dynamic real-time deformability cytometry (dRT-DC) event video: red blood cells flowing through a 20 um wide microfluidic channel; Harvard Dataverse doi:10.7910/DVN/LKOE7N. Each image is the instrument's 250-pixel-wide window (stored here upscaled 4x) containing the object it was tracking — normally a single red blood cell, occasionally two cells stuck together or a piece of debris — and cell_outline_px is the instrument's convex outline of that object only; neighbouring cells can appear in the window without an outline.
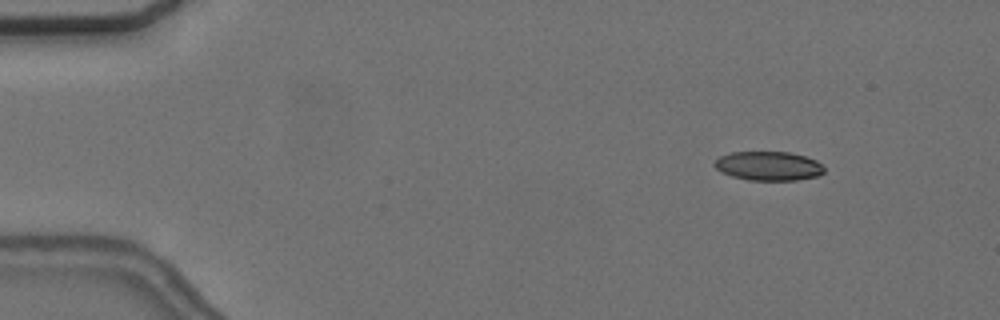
{"species": "common noctule bat (a hibernating species)", "species_latin": "Nyctalus noctula", "temperature_condition": "cold", "stored_images_in_passage": 56, "camera_frame_rate_fps": 3000, "um_per_image_px": 0.085, "animal": {"sex": "female", "body_mass_g": 24.6, "forearm_length_mm": 56.2}, "frame": {"image": 1, "passage_image": 7, "time_ms": 2.0, "image_size_px": [1000, 320], "cell_outline_px": [[824, 172], [820, 176], [796, 180], [748, 180], [732, 176], [720, 172], [712, 164], [720, 156], [732, 152], [788, 152], [804, 156], [816, 160], [824, 168]], "centroid_in_image_um": [65.31, 14.11], "position_along_channel_um": 19.7, "area_um2": 18.61}}
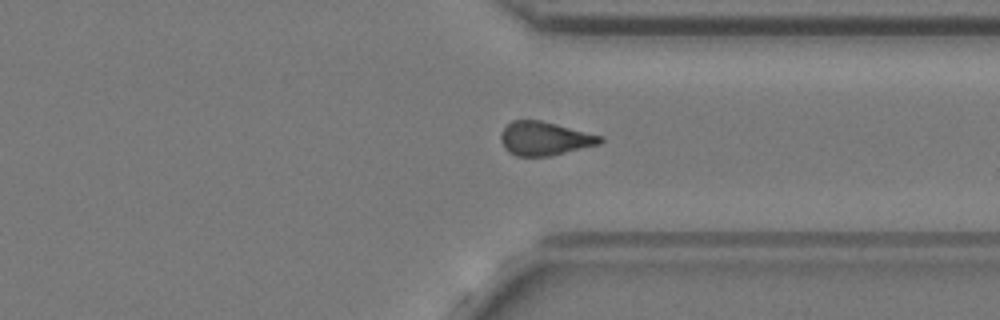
{"frame": {"image": 2, "passage_image": 43, "time_ms": 14.0, "image_size_px": [1000, 320], "cell_outline_px": [[604, 140], [600, 144], [548, 156], [516, 156], [508, 152], [504, 148], [500, 140], [500, 132], [512, 120], [540, 120], [604, 136]], "centroid_in_image_um": [46.28, 11.77], "position_along_channel_um": 365.1, "area_um2": 19.54}}
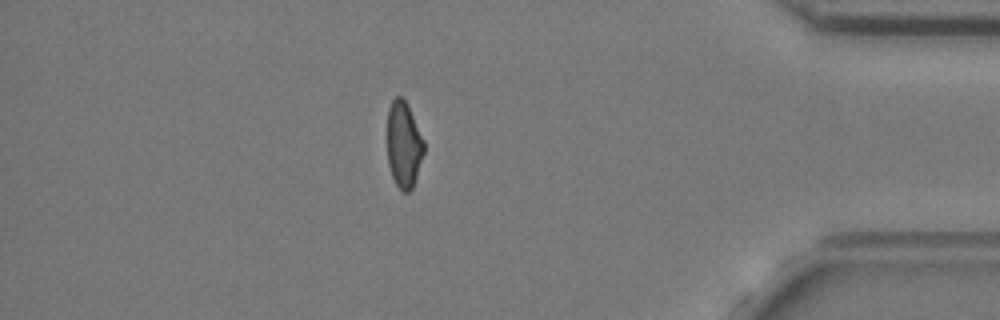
{"frame": {"image": 3, "passage_image": 49, "time_ms": 16.0, "image_size_px": [1000, 320], "cell_outline_px": [[424, 152], [412, 188], [408, 192], [400, 192], [392, 176], [388, 164], [388, 108], [392, 100], [396, 96], [400, 96], [408, 104], [424, 140]], "centroid_in_image_um": [34.32, 12.29], "position_along_channel_um": 400.9, "area_um2": 18.38}, "authors_computed_cell_mechanics": {"area_um2": 19.7387, "velocity_mm_per_s": 3.6871, "shape_relaxation_time_tau1_ms": 6.819, "shape_relaxation_time_tau2_ms": 5.3172, "deformation_change_tau1": 0.1598, "deformation_change_tau2": 0.1247}}